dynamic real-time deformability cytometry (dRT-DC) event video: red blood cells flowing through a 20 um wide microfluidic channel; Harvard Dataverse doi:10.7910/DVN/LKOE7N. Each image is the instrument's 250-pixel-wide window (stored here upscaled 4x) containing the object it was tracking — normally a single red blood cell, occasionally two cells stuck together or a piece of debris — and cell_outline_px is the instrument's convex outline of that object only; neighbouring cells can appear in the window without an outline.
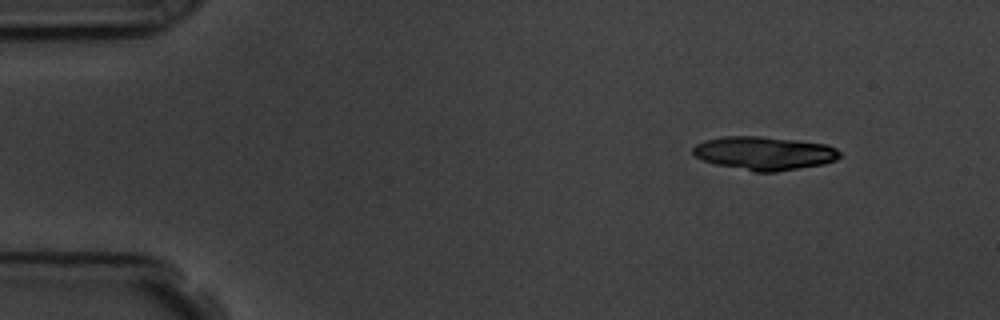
{"species": "common noctule bat (a hibernating species)", "species_latin": "Nyctalus noctula", "temperature_condition": "room temperature", "stored_images_in_passage": 52, "segment_of_instrument_passage": [1, 2], "camera_frame_rate_fps": 3000, "um_per_image_px": 0.085, "animal": {"sex": "male", "body_mass_g": 19.5, "forearm_length_mm": 54.6}, "frame": {"image": 1, "passage_image": 1, "time_ms": 0.0, "image_size_px": [1000, 320], "cell_outline_px": [[840, 156], [836, 160], [824, 164], [776, 172], [752, 172], [716, 164], [704, 160], [696, 156], [692, 152], [692, 148], [696, 144], [704, 140], [724, 136], [760, 136], [796, 140], [828, 144], [836, 148], [840, 152]], "centroid_in_image_um": [64.97, 13.02], "position_along_channel_um": 20.0, "area_um2": 28.78}}